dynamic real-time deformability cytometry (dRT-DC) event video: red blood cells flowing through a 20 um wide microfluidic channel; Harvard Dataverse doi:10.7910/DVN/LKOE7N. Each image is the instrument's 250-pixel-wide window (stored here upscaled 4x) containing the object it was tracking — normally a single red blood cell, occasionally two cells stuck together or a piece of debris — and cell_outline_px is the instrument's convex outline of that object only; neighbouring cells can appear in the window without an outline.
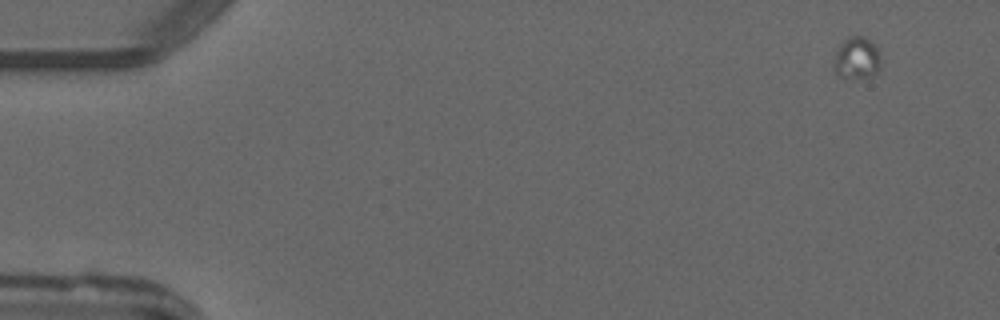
{"species": "common noctule bat (a hibernating species)", "species_latin": "Nyctalus noctula", "temperature_condition": "warm", "stored_images_in_passage": 5, "camera_frame_rate_fps": 3000, "um_per_image_px": 0.085, "animal": {"sex": "male", "forearm_length_mm": 52.5}, "frame": {"image": 1, "passage_image": 1, "time_ms": 0.0, "image_size_px": [1000, 320], "cell_outline_px": [[880, 64], [876, 72], [872, 76], [840, 76], [836, 72], [836, 48], [848, 36], [860, 36], [868, 40], [880, 52]], "centroid_in_image_um": [72.85, 4.89], "position_along_channel_um": 12.2, "area_um2": 10.87}}